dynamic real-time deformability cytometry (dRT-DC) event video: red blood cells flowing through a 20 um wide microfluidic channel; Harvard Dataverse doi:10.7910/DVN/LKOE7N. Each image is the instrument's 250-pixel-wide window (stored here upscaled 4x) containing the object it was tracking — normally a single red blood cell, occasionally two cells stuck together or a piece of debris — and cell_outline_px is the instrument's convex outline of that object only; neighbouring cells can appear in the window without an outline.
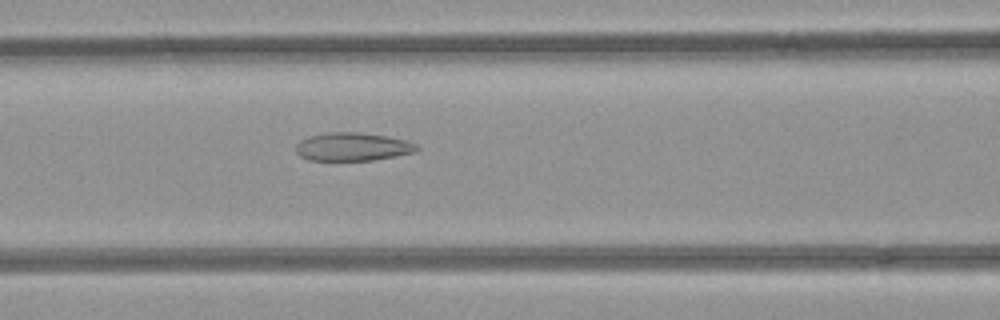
{"species": "common noctule bat (a hibernating species)", "species_latin": "Nyctalus noctula", "temperature_condition": "room temperature", "stored_images_in_passage": 52, "camera_frame_rate_fps": 3000, "um_per_image_px": 0.085, "animal": {"sex": "female", "body_mass_g": 21.9}, "frame": {"image": 1, "passage_image": 22, "time_ms": 7.0, "image_size_px": [1000, 320], "cell_outline_px": [[420, 148], [416, 152], [396, 156], [372, 160], [308, 160], [300, 156], [296, 152], [296, 144], [300, 140], [308, 136], [328, 132], [356, 132], [384, 136], [404, 140], [416, 144]], "centroid_in_image_um": [29.94, 12.48], "position_along_channel_um": 136.7, "area_um2": 19.83}}
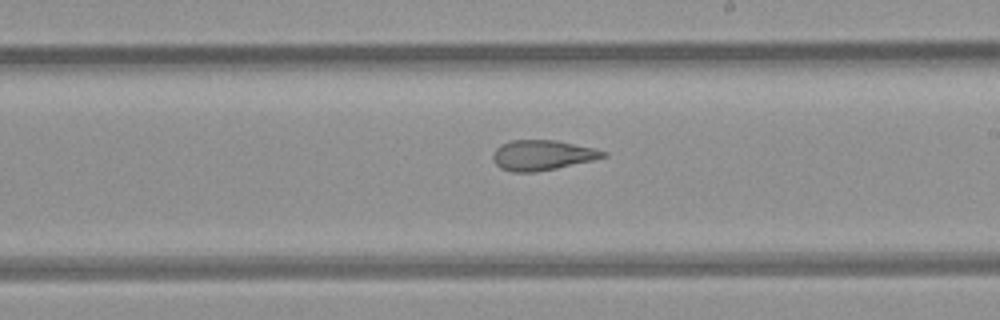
{"frame": {"image": 2, "passage_image": 30, "time_ms": 9.667, "image_size_px": [1000, 320], "cell_outline_px": [[608, 156], [592, 160], [556, 168], [536, 172], [512, 172], [500, 168], [492, 160], [492, 152], [500, 144], [512, 140], [556, 140], [592, 148], [608, 152]], "centroid_in_image_um": [46.04, 13.19], "position_along_channel_um": 243.0, "area_um2": 19.36}}
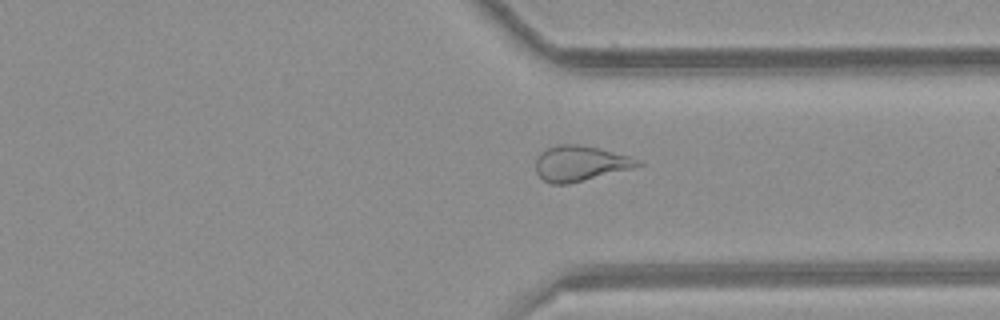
{"frame": {"image": 3, "passage_image": 39, "time_ms": 12.667, "image_size_px": [1000, 320], "cell_outline_px": [[644, 164], [632, 168], [568, 184], [552, 184], [544, 180], [536, 172], [536, 156], [540, 152], [556, 144], [580, 144], [600, 148], [632, 156], [640, 160]], "centroid_in_image_um": [49.32, 13.87], "position_along_channel_um": 362.1, "area_um2": 21.15}, "authors_computed_cell_mechanics": {"area_um2": 23.9581, "velocity_mm_per_s": 3.9909, "shape_relaxation_time_tau1_ms": null, "shape_relaxation_time_tau2_ms": 2.1524, "deformation_change_tau1": null, "deformation_change_tau2": 0.1019}}